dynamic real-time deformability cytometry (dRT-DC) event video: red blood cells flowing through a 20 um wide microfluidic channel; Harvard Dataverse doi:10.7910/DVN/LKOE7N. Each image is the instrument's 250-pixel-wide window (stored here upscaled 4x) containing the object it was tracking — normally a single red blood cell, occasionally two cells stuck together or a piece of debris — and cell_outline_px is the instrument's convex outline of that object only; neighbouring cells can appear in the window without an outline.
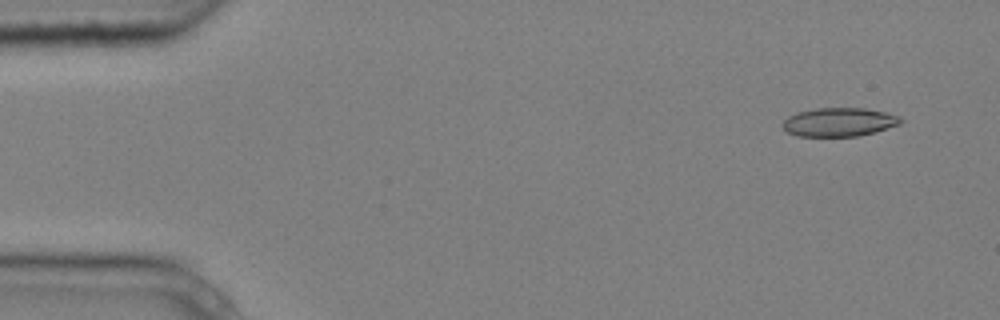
{"species": "common noctule bat (a hibernating species)", "species_latin": "Nyctalus noctula", "temperature_condition": "cold", "stored_images_in_passage": 4, "camera_frame_rate_fps": 3000, "um_per_image_px": 0.085, "animal": {"sex": "male", "body_mass_g": 20.4}, "frame": {"image": 1, "passage_image": 1, "time_ms": 0.0, "image_size_px": [1000, 320], "cell_outline_px": [[904, 120], [900, 124], [876, 132], [860, 136], [800, 136], [788, 132], [780, 124], [788, 116], [796, 112], [816, 108], [864, 108], [884, 112], [900, 116]], "centroid_in_image_um": [71.33, 10.37], "position_along_channel_um": 13.7, "area_um2": 19.83}}
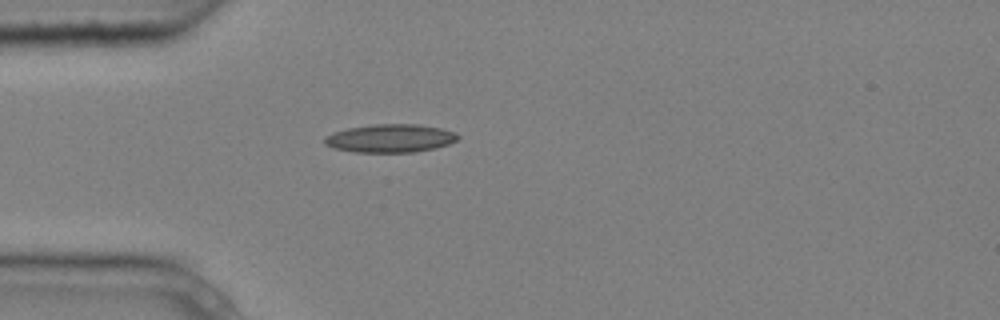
{"frame": {"image": 2, "passage_image": 4, "time_ms": 1.0, "image_size_px": [1000, 320], "cell_outline_px": [[460, 136], [456, 140], [448, 144], [436, 148], [416, 152], [352, 152], [332, 148], [324, 144], [324, 136], [332, 132], [348, 128], [376, 124], [420, 124], [440, 128], [456, 132]], "centroid_in_image_um": [33.15, 11.76], "position_along_channel_um": 51.8, "area_um2": 22.14}}